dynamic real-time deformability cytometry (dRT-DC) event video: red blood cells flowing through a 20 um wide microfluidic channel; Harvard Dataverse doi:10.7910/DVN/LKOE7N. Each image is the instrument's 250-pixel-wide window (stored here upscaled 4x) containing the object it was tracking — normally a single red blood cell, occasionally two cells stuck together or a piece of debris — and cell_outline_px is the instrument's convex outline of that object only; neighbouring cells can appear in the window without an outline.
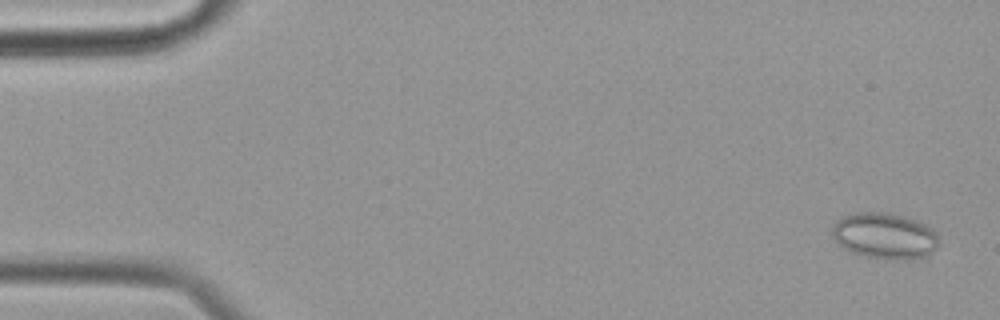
{"species": "common noctule bat (a hibernating species)", "species_latin": "Nyctalus noctula", "temperature_condition": "cold", "stored_images_in_passage": 15, "camera_frame_rate_fps": 3000, "um_per_image_px": 0.085, "animal": {"sex": "female", "body_mass_g": 19.9}, "frame": {"image": 1, "passage_image": 3, "time_ms": 0.667, "image_size_px": [1000, 320], "cell_outline_px": [[940, 244], [928, 256], [892, 260], [868, 256], [852, 252], [844, 248], [832, 236], [832, 224], [840, 216], [856, 212], [888, 212], [916, 220], [924, 224], [936, 232]], "centroid_in_image_um": [75.18, 20.03], "position_along_channel_um": 9.8, "area_um2": 28.67}}